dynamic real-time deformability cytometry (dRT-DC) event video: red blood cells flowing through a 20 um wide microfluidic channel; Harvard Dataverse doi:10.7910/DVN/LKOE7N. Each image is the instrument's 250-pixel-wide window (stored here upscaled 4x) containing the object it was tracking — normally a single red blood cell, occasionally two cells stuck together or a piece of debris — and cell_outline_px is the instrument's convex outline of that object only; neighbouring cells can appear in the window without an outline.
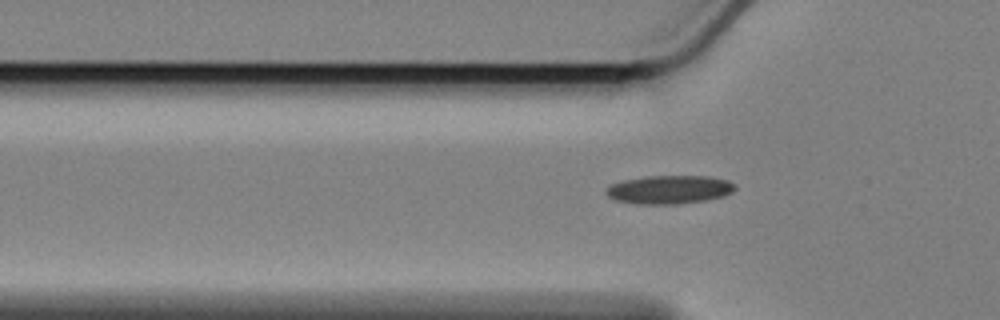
{"species": "Egyptian fruit bat (a non-hibernating species)", "species_latin": "Rousettus aegyptiacus", "temperature_condition": "cold", "stored_images_in_passage": 48, "camera_frame_rate_fps": 3000, "um_per_image_px": 0.085, "animal": {"sex": "female"}, "frame": {"image": 1, "passage_image": 12, "time_ms": 3.667, "image_size_px": [1000, 320], "cell_outline_px": [[736, 188], [732, 192], [724, 196], [704, 200], [676, 204], [636, 204], [616, 200], [608, 196], [604, 192], [612, 184], [624, 180], [648, 176], [712, 176], [728, 180], [736, 184]], "centroid_in_image_um": [56.93, 16.11], "position_along_channel_um": 68.9, "area_um2": 21.39}}
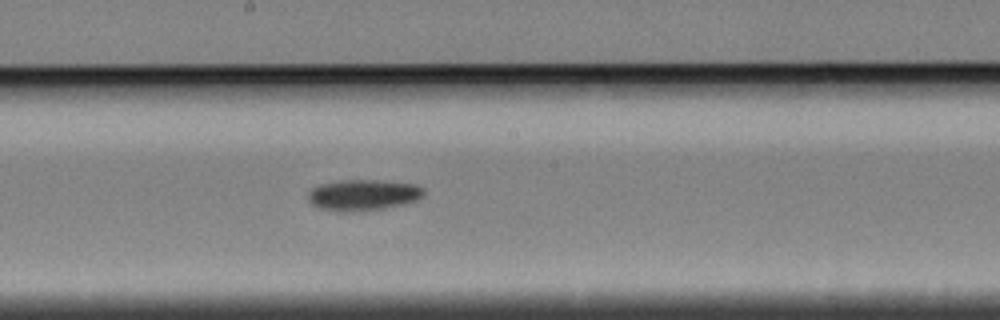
{"frame": {"image": 2, "passage_image": 25, "time_ms": 8.0, "image_size_px": [1000, 320], "cell_outline_px": [[424, 196], [416, 200], [404, 204], [384, 208], [356, 212], [336, 212], [320, 208], [312, 204], [308, 200], [308, 192], [312, 188], [320, 184], [340, 180], [376, 180], [416, 184], [424, 188]], "centroid_in_image_um": [30.86, 16.58], "position_along_channel_um": 217.3, "area_um2": 21.15}}
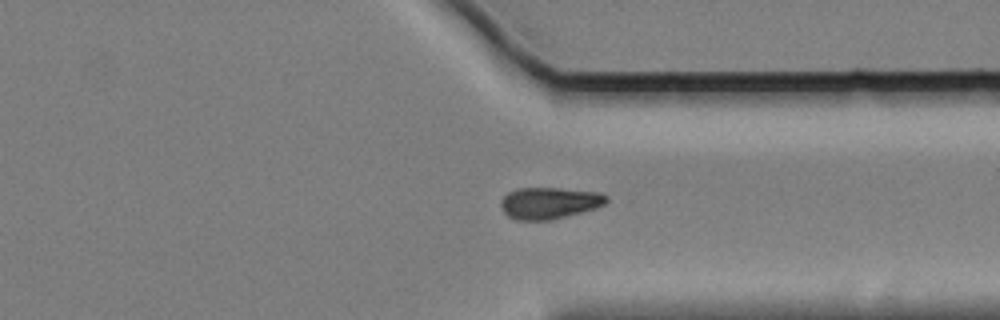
{"frame": {"image": 3, "passage_image": 38, "time_ms": 12.333, "image_size_px": [1000, 320], "cell_outline_px": [[608, 200], [604, 204], [596, 208], [548, 220], [516, 220], [508, 216], [504, 212], [500, 204], [500, 200], [508, 192], [520, 188], [556, 188], [600, 192], [608, 196]], "centroid_in_image_um": [46.68, 17.25], "position_along_channel_um": 364.7, "area_um2": 19.31}}